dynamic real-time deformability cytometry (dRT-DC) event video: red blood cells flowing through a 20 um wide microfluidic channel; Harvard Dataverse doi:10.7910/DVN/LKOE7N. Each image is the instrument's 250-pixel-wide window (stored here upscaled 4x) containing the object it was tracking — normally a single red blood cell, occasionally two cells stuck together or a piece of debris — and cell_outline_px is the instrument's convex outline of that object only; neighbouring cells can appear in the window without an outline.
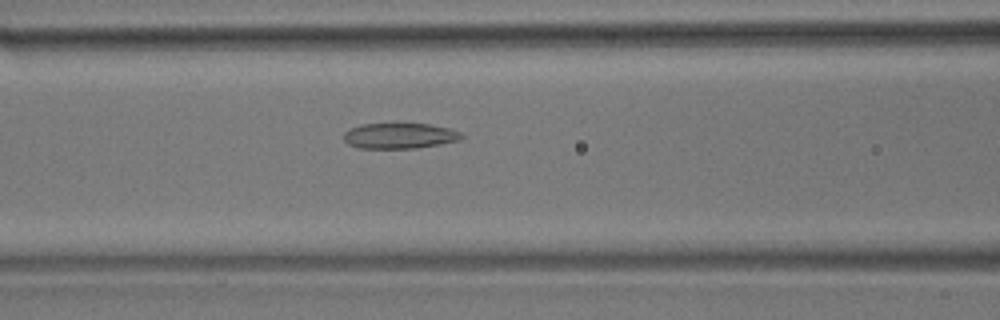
{"species": "common noctule bat (a hibernating species)", "species_latin": "Nyctalus noctula", "temperature_condition": "room temperature", "stored_images_in_passage": 23, "camera_frame_rate_fps": 3000, "um_per_image_px": 0.085, "animal": {"sex": "male", "body_mass_g": 17.9}, "frame": {"image": 1, "passage_image": 13, "time_ms": 4.0, "image_size_px": [1000, 320], "cell_outline_px": [[464, 136], [460, 140], [440, 144], [416, 148], [360, 148], [348, 144], [344, 140], [344, 132], [360, 124], [396, 120], [428, 124], [448, 128], [460, 132]], "centroid_in_image_um": [33.94, 11.49], "position_along_channel_um": 132.7, "area_um2": 18.38}}
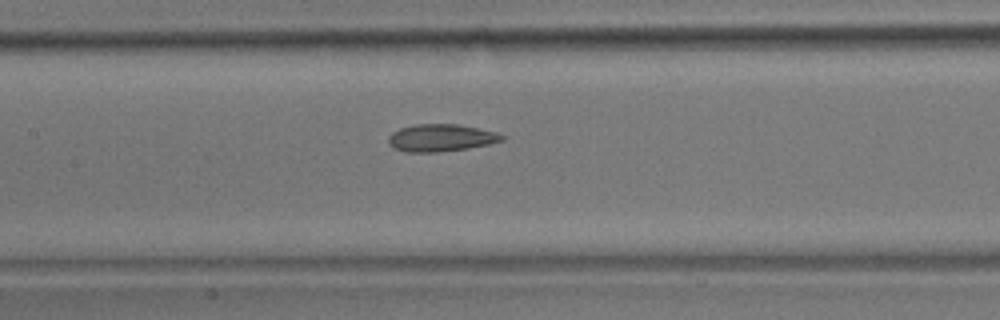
{"frame": {"image": 2, "passage_image": 16, "time_ms": 5.0, "image_size_px": [1000, 320], "cell_outline_px": [[504, 140], [488, 144], [468, 148], [436, 152], [404, 152], [392, 148], [388, 144], [388, 136], [392, 132], [400, 128], [412, 124], [460, 124], [496, 132], [504, 136]], "centroid_in_image_um": [37.43, 11.71], "position_along_channel_um": 170.0, "area_um2": 18.21}}